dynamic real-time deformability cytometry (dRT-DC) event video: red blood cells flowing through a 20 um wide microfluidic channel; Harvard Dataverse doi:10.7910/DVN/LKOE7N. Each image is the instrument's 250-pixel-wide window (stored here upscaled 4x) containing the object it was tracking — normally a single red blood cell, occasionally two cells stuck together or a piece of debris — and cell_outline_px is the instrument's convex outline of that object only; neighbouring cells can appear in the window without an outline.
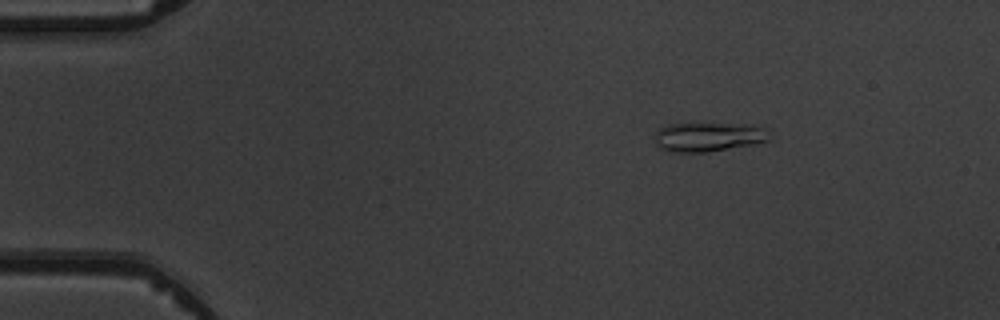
{"species": "common noctule bat (a hibernating species)", "species_latin": "Nyctalus noctula", "temperature_condition": "warm", "stored_images_in_passage": 7, "camera_frame_rate_fps": 3000, "um_per_image_px": 0.085, "animal": {"sex": "male", "body_mass_g": 19.5, "forearm_length_mm": 54.6}, "frame": {"image": 1, "passage_image": 2, "time_ms": 1.333, "image_size_px": [1000, 320], "cell_outline_px": [[768, 140], [752, 144], [708, 152], [668, 152], [656, 148], [652, 136], [660, 128], [668, 124], [720, 124], [764, 128]], "centroid_in_image_um": [60.0, 11.67], "position_along_channel_um": 25.0, "area_um2": 19.07}}
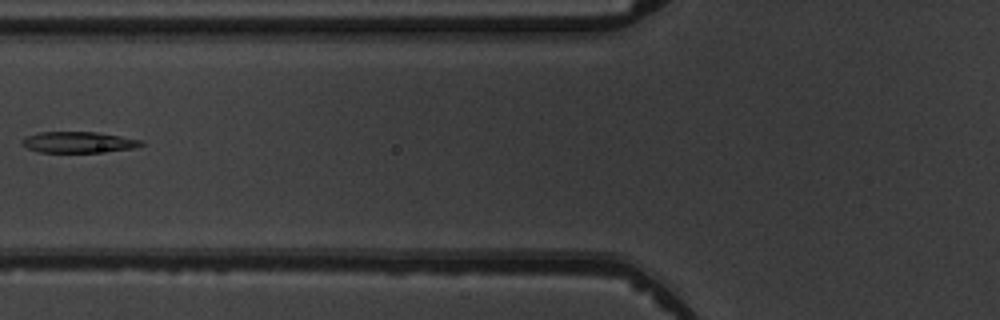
{"frame": {"image": 2, "passage_image": 5, "time_ms": 5.667, "image_size_px": [1000, 320], "cell_outline_px": [[144, 144], [136, 148], [96, 152], [40, 152], [28, 148], [20, 144], [20, 140], [28, 136], [40, 132], [96, 132], [144, 140]], "centroid_in_image_um": [6.68, 12.09], "position_along_channel_um": 119.1, "area_um2": 14.57}}
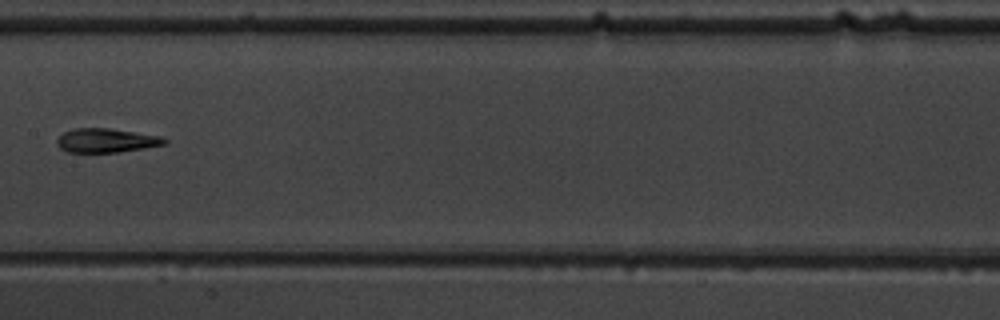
{"frame": {"image": 3, "passage_image": 7, "time_ms": 7.667, "image_size_px": [1000, 320], "cell_outline_px": [[168, 144], [120, 152], [68, 152], [60, 148], [56, 144], [56, 140], [64, 132], [72, 128], [108, 128], [160, 136], [168, 140]], "centroid_in_image_um": [9.03, 11.94], "position_along_channel_um": 198.4, "area_um2": 15.09}}